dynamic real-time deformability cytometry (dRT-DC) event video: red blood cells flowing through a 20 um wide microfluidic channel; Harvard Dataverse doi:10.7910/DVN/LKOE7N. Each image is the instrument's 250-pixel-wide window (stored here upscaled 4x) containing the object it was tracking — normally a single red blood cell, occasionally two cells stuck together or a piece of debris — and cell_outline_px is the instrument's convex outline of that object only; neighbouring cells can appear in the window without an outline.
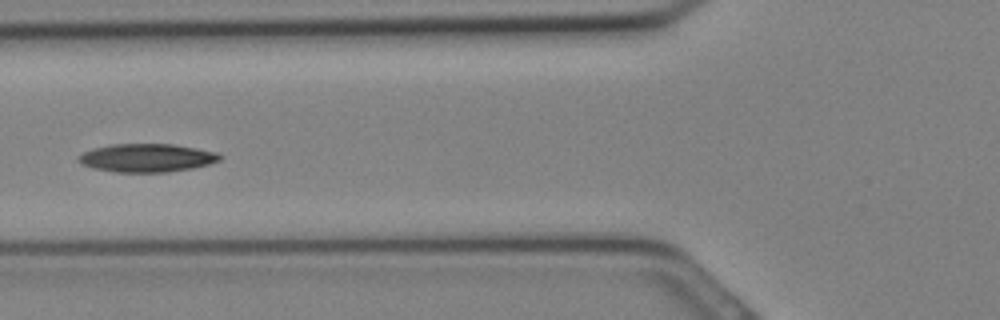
{"species": "Egyptian fruit bat (a non-hibernating species)", "species_latin": "Rousettus aegyptiacus", "temperature_condition": "cold", "stored_images_in_passage": 11, "camera_frame_rate_fps": 3000, "um_per_image_px": 0.085, "animal": {"sex": "female"}, "frame": {"image": 1, "passage_image": 4, "time_ms": 1.0, "image_size_px": [1000, 320], "cell_outline_px": [[224, 156], [220, 160], [208, 164], [192, 168], [168, 172], [116, 172], [96, 168], [80, 164], [76, 160], [76, 156], [92, 148], [108, 144], [172, 144], [196, 148], [216, 152]], "centroid_in_image_um": [12.45, 13.41], "position_along_channel_um": 113.4, "area_um2": 23.41}}
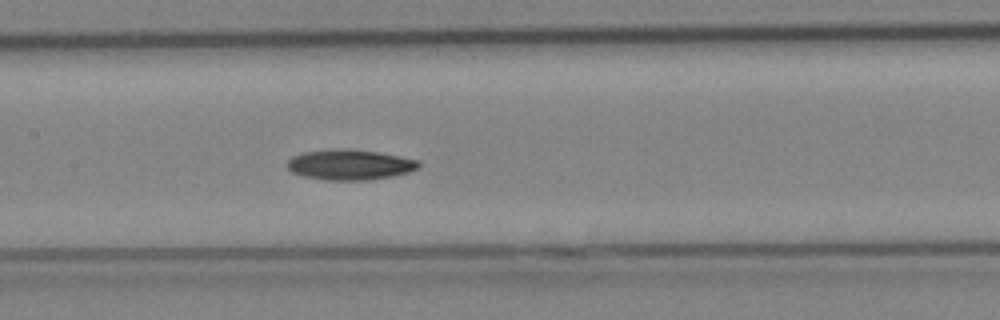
{"frame": {"image": 2, "passage_image": 7, "time_ms": 2.0, "image_size_px": [1000, 320], "cell_outline_px": [[420, 168], [408, 172], [392, 176], [372, 180], [324, 180], [304, 176], [292, 172], [288, 168], [288, 160], [292, 156], [304, 152], [376, 152], [400, 156], [420, 160]], "centroid_in_image_um": [29.8, 14.06], "position_along_channel_um": 177.6, "area_um2": 22.2}}